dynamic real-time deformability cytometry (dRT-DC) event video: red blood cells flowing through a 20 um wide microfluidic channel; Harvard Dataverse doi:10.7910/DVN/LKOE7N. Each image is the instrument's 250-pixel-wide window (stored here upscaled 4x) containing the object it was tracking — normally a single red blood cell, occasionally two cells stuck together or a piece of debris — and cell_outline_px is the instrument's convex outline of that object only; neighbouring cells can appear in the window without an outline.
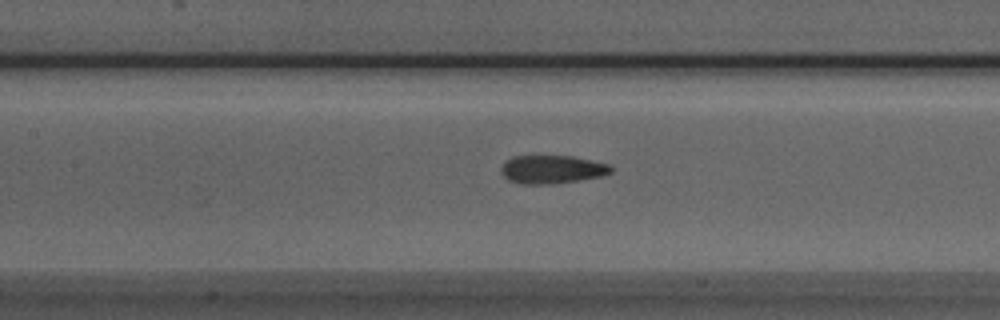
{"species": "Egyptian fruit bat (a non-hibernating species)", "species_latin": "Rousettus aegyptiacus", "temperature_condition": "room temperature", "stored_images_in_passage": 45, "camera_frame_rate_fps": 3000, "um_per_image_px": 0.085, "animal": {"sex": "male"}, "frame": {"image": 1, "passage_image": 22, "time_ms": 7.0, "image_size_px": [1000, 320], "cell_outline_px": [[612, 172], [600, 176], [576, 180], [548, 184], [520, 184], [508, 180], [500, 172], [500, 168], [504, 160], [512, 156], [572, 156], [608, 164], [612, 168]], "centroid_in_image_um": [46.84, 14.39], "position_along_channel_um": 160.6, "area_um2": 18.03}}
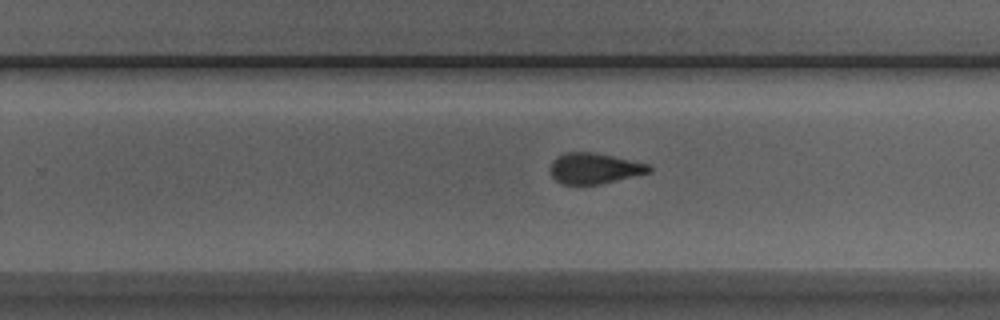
{"frame": {"image": 2, "passage_image": 31, "time_ms": 10.0, "image_size_px": [1000, 320], "cell_outline_px": [[652, 172], [600, 184], [560, 184], [552, 176], [548, 168], [552, 160], [564, 152], [596, 152], [648, 164], [652, 168]], "centroid_in_image_um": [50.49, 14.3], "position_along_channel_um": 279.3, "area_um2": 17.86}}
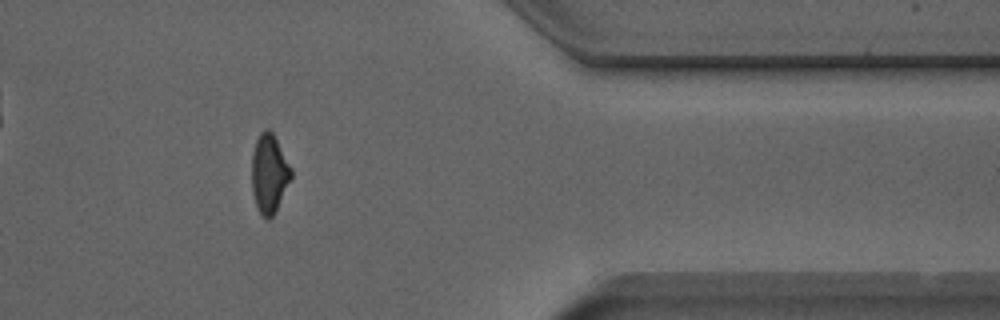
{"frame": {"image": 3, "passage_image": 41, "time_ms": 13.333, "image_size_px": [1000, 320], "cell_outline_px": [[292, 176], [272, 216], [268, 220], [260, 216], [256, 208], [252, 192], [252, 156], [256, 140], [260, 132], [264, 128], [268, 128], [272, 132], [292, 168]], "centroid_in_image_um": [22.86, 14.76], "position_along_channel_um": 388.5, "area_um2": 18.03}, "authors_computed_cell_mechanics": {"area_um2": 18.3804, "velocity_mm_per_s": 3.9746, "shape_relaxation_time_tau1_ms": null, "shape_relaxation_time_tau2_ms": 1.6796, "deformation_change_tau1": null, "deformation_change_tau2": 0.0857}}